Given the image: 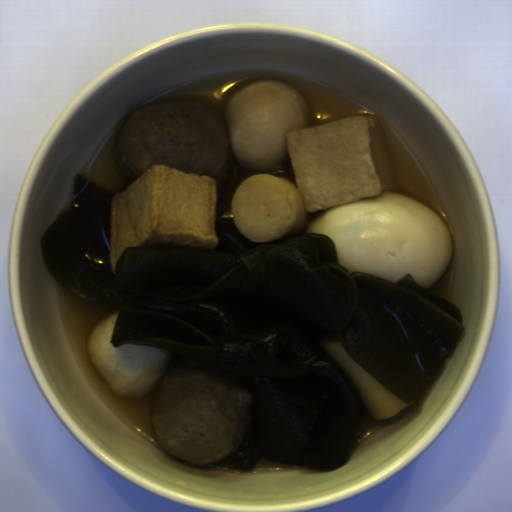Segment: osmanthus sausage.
<instances>
[{"label":"osmanthus sausage","mask_w":512,"mask_h":512,"mask_svg":"<svg viewBox=\"0 0 512 512\" xmlns=\"http://www.w3.org/2000/svg\"><path fill=\"white\" fill-rule=\"evenodd\" d=\"M324 343L335 363L349 377L357 398L370 416L379 420L386 419L411 405L386 389L370 372L359 365L338 338Z\"/></svg>","instance_id":"osmanthus-sausage-2"},{"label":"osmanthus sausage","mask_w":512,"mask_h":512,"mask_svg":"<svg viewBox=\"0 0 512 512\" xmlns=\"http://www.w3.org/2000/svg\"><path fill=\"white\" fill-rule=\"evenodd\" d=\"M229 211L238 231L256 243H281L303 233L310 220L288 167L246 175Z\"/></svg>","instance_id":"osmanthus-sausage-1"}]
</instances>
